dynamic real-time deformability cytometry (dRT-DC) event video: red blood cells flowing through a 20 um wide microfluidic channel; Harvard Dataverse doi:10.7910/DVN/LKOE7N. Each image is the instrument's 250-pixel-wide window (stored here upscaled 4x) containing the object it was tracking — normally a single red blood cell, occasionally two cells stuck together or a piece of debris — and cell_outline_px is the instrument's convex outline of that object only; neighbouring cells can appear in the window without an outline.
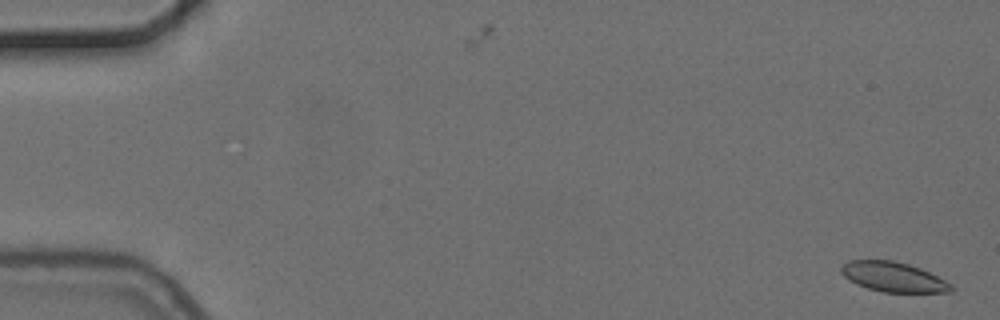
{"species": "common noctule bat (a hibernating species)", "species_latin": "Nyctalus noctula", "temperature_condition": "cold", "stored_images_in_passage": 5, "camera_frame_rate_fps": 3000, "um_per_image_px": 0.085, "animal": {"sex": "female", "body_mass_g": 24.6, "forearm_length_mm": 56.2}, "frame": {"image": 1, "passage_image": 1, "time_ms": 0.0, "image_size_px": [1000, 320], "cell_outline_px": [[956, 288], [952, 292], [884, 292], [868, 288], [856, 284], [848, 280], [840, 272], [840, 268], [848, 260], [892, 260], [908, 264], [920, 268], [952, 284]], "centroid_in_image_um": [75.92, 23.54], "position_along_channel_um": 9.1, "area_um2": 19.07}}
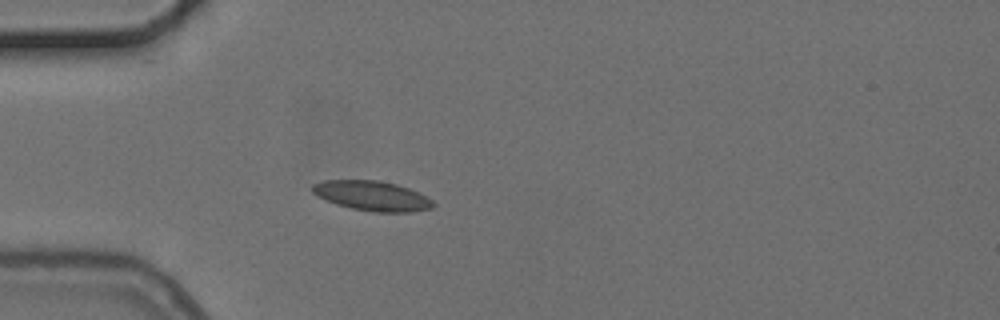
{"frame": {"image": 2, "passage_image": 5, "time_ms": 5.0, "image_size_px": [1000, 320], "cell_outline_px": [[436, 204], [432, 208], [412, 212], [372, 212], [352, 208], [336, 204], [312, 192], [312, 184], [324, 180], [380, 180], [396, 184], [408, 188], [432, 200]], "centroid_in_image_um": [31.64, 16.64], "position_along_channel_um": 53.4, "area_um2": 20.81}}